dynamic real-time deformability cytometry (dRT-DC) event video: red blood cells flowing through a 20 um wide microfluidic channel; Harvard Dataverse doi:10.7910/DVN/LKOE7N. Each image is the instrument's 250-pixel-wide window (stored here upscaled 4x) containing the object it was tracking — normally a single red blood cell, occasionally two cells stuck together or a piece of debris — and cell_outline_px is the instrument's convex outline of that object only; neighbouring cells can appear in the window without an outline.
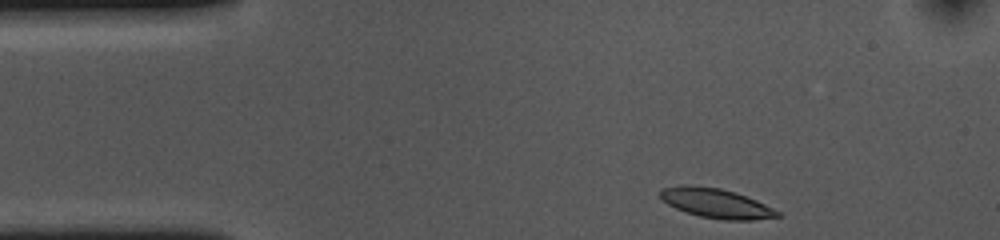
{"species": "common noctule bat (a hibernating species)", "species_latin": "Nyctalus noctula", "temperature_condition": "cold", "stored_images_in_passage": 37, "camera_frame_rate_fps": 3000, "um_per_image_px": 0.085, "animal": {"sex": "female", "body_mass_g": 10.0, "forearm_length_mm": 53.1}, "frame": {"image": 1, "passage_image": 1, "time_ms": 0.0, "image_size_px": [1000, 240], "cell_outline_px": [[780, 216], [756, 220], [724, 220], [700, 216], [676, 208], [668, 204], [660, 196], [660, 188], [680, 184], [692, 184], [720, 188], [736, 192], [756, 200], [780, 212]], "centroid_in_image_um": [60.85, 17.25], "position_along_channel_um": 24.2, "area_um2": 20.23}}
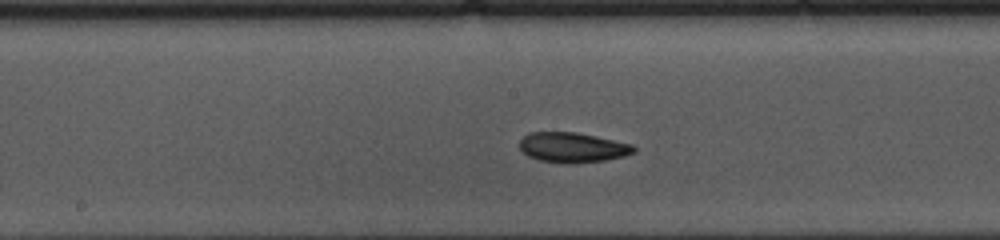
{"frame": {"image": 2, "passage_image": 20, "time_ms": 6.333, "image_size_px": [1000, 240], "cell_outline_px": [[636, 152], [624, 156], [604, 160], [572, 164], [564, 164], [540, 160], [528, 156], [520, 148], [520, 140], [528, 132], [576, 132], [596, 136], [632, 144], [636, 148]], "centroid_in_image_um": [48.67, 12.53], "position_along_channel_um": 199.5, "area_um2": 20.06}}
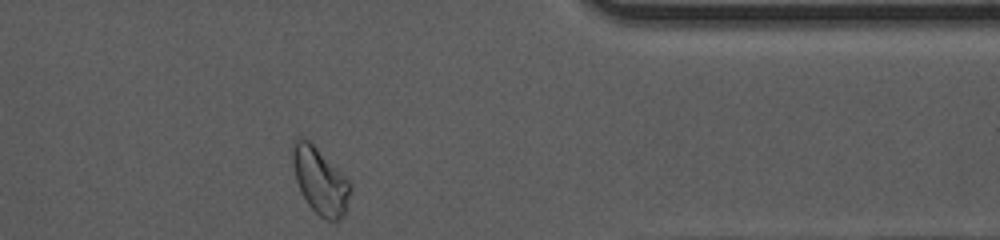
{"frame": {"image": 3, "passage_image": 37, "time_ms": 12.0, "image_size_px": [1000, 240], "cell_outline_px": [[352, 188], [344, 216], [340, 220], [324, 220], [308, 204], [300, 192], [296, 180], [292, 164], [292, 144], [300, 136], [304, 136], [352, 184]], "centroid_in_image_um": [27.2, 15.39], "position_along_channel_um": 384.2, "area_um2": 22.2}, "authors_computed_cell_mechanics": {"area_um2": 20.0566, "velocity_mm_per_s": 3.6149, "shape_relaxation_time_tau1_ms": 4.5526, "shape_relaxation_time_tau2_ms": null, "deformation_change_tau1": 0.1149, "deformation_change_tau2": null}}